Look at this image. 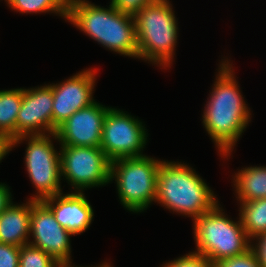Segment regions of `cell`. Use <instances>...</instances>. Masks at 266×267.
Listing matches in <instances>:
<instances>
[{
  "instance_id": "cell-8",
  "label": "cell",
  "mask_w": 266,
  "mask_h": 267,
  "mask_svg": "<svg viewBox=\"0 0 266 267\" xmlns=\"http://www.w3.org/2000/svg\"><path fill=\"white\" fill-rule=\"evenodd\" d=\"M61 176H65L77 192L110 182L111 161L101 148L61 146Z\"/></svg>"
},
{
  "instance_id": "cell-23",
  "label": "cell",
  "mask_w": 266,
  "mask_h": 267,
  "mask_svg": "<svg viewBox=\"0 0 266 267\" xmlns=\"http://www.w3.org/2000/svg\"><path fill=\"white\" fill-rule=\"evenodd\" d=\"M20 246L0 243V267H19Z\"/></svg>"
},
{
  "instance_id": "cell-13",
  "label": "cell",
  "mask_w": 266,
  "mask_h": 267,
  "mask_svg": "<svg viewBox=\"0 0 266 267\" xmlns=\"http://www.w3.org/2000/svg\"><path fill=\"white\" fill-rule=\"evenodd\" d=\"M95 70L82 71L61 84H53V126L57 129L76 111L95 102Z\"/></svg>"
},
{
  "instance_id": "cell-4",
  "label": "cell",
  "mask_w": 266,
  "mask_h": 267,
  "mask_svg": "<svg viewBox=\"0 0 266 267\" xmlns=\"http://www.w3.org/2000/svg\"><path fill=\"white\" fill-rule=\"evenodd\" d=\"M169 0L143 7L135 16L138 58L170 67L177 43V22Z\"/></svg>"
},
{
  "instance_id": "cell-25",
  "label": "cell",
  "mask_w": 266,
  "mask_h": 267,
  "mask_svg": "<svg viewBox=\"0 0 266 267\" xmlns=\"http://www.w3.org/2000/svg\"><path fill=\"white\" fill-rule=\"evenodd\" d=\"M259 241V242H258ZM257 245L253 246L252 249L257 255L258 262L261 267H266V233L257 237Z\"/></svg>"
},
{
  "instance_id": "cell-7",
  "label": "cell",
  "mask_w": 266,
  "mask_h": 267,
  "mask_svg": "<svg viewBox=\"0 0 266 267\" xmlns=\"http://www.w3.org/2000/svg\"><path fill=\"white\" fill-rule=\"evenodd\" d=\"M49 136L22 135L13 139V147L22 140L29 139L25 164L32 184L38 191L37 195L32 196L33 201H43L62 193L60 152L55 151Z\"/></svg>"
},
{
  "instance_id": "cell-5",
  "label": "cell",
  "mask_w": 266,
  "mask_h": 267,
  "mask_svg": "<svg viewBox=\"0 0 266 267\" xmlns=\"http://www.w3.org/2000/svg\"><path fill=\"white\" fill-rule=\"evenodd\" d=\"M194 231L195 252L207 257L214 265L242 255L252 247L240 218L237 223L225 217L218 203L194 219Z\"/></svg>"
},
{
  "instance_id": "cell-28",
  "label": "cell",
  "mask_w": 266,
  "mask_h": 267,
  "mask_svg": "<svg viewBox=\"0 0 266 267\" xmlns=\"http://www.w3.org/2000/svg\"><path fill=\"white\" fill-rule=\"evenodd\" d=\"M99 267H112V266L110 264H108V263H104V264L100 265Z\"/></svg>"
},
{
  "instance_id": "cell-27",
  "label": "cell",
  "mask_w": 266,
  "mask_h": 267,
  "mask_svg": "<svg viewBox=\"0 0 266 267\" xmlns=\"http://www.w3.org/2000/svg\"><path fill=\"white\" fill-rule=\"evenodd\" d=\"M13 148V140L5 135H0V161Z\"/></svg>"
},
{
  "instance_id": "cell-26",
  "label": "cell",
  "mask_w": 266,
  "mask_h": 267,
  "mask_svg": "<svg viewBox=\"0 0 266 267\" xmlns=\"http://www.w3.org/2000/svg\"><path fill=\"white\" fill-rule=\"evenodd\" d=\"M11 198L8 186L0 183V213H2L12 203Z\"/></svg>"
},
{
  "instance_id": "cell-29",
  "label": "cell",
  "mask_w": 266,
  "mask_h": 267,
  "mask_svg": "<svg viewBox=\"0 0 266 267\" xmlns=\"http://www.w3.org/2000/svg\"><path fill=\"white\" fill-rule=\"evenodd\" d=\"M59 267H72L70 264H62ZM74 267V266H73ZM77 267V266H76ZM81 267V266H80Z\"/></svg>"
},
{
  "instance_id": "cell-12",
  "label": "cell",
  "mask_w": 266,
  "mask_h": 267,
  "mask_svg": "<svg viewBox=\"0 0 266 267\" xmlns=\"http://www.w3.org/2000/svg\"><path fill=\"white\" fill-rule=\"evenodd\" d=\"M53 92L52 86L23 89V100L17 115V137L22 135H52Z\"/></svg>"
},
{
  "instance_id": "cell-17",
  "label": "cell",
  "mask_w": 266,
  "mask_h": 267,
  "mask_svg": "<svg viewBox=\"0 0 266 267\" xmlns=\"http://www.w3.org/2000/svg\"><path fill=\"white\" fill-rule=\"evenodd\" d=\"M23 100V88L0 91V135L17 137V115Z\"/></svg>"
},
{
  "instance_id": "cell-9",
  "label": "cell",
  "mask_w": 266,
  "mask_h": 267,
  "mask_svg": "<svg viewBox=\"0 0 266 267\" xmlns=\"http://www.w3.org/2000/svg\"><path fill=\"white\" fill-rule=\"evenodd\" d=\"M147 134L140 120L120 109L109 108L104 122L100 148L112 162L121 158L143 156Z\"/></svg>"
},
{
  "instance_id": "cell-19",
  "label": "cell",
  "mask_w": 266,
  "mask_h": 267,
  "mask_svg": "<svg viewBox=\"0 0 266 267\" xmlns=\"http://www.w3.org/2000/svg\"><path fill=\"white\" fill-rule=\"evenodd\" d=\"M9 7L22 13L54 12L67 19L69 0H5Z\"/></svg>"
},
{
  "instance_id": "cell-16",
  "label": "cell",
  "mask_w": 266,
  "mask_h": 267,
  "mask_svg": "<svg viewBox=\"0 0 266 267\" xmlns=\"http://www.w3.org/2000/svg\"><path fill=\"white\" fill-rule=\"evenodd\" d=\"M240 202L266 198V167H245L234 176Z\"/></svg>"
},
{
  "instance_id": "cell-2",
  "label": "cell",
  "mask_w": 266,
  "mask_h": 267,
  "mask_svg": "<svg viewBox=\"0 0 266 267\" xmlns=\"http://www.w3.org/2000/svg\"><path fill=\"white\" fill-rule=\"evenodd\" d=\"M85 0H69L67 20L98 43L119 54L138 58L134 16Z\"/></svg>"
},
{
  "instance_id": "cell-14",
  "label": "cell",
  "mask_w": 266,
  "mask_h": 267,
  "mask_svg": "<svg viewBox=\"0 0 266 267\" xmlns=\"http://www.w3.org/2000/svg\"><path fill=\"white\" fill-rule=\"evenodd\" d=\"M43 202L51 209L56 221L72 235L83 233L92 222L93 209L82 192L60 193Z\"/></svg>"
},
{
  "instance_id": "cell-15",
  "label": "cell",
  "mask_w": 266,
  "mask_h": 267,
  "mask_svg": "<svg viewBox=\"0 0 266 267\" xmlns=\"http://www.w3.org/2000/svg\"><path fill=\"white\" fill-rule=\"evenodd\" d=\"M31 199L22 205L11 203L0 213V243L22 246L29 244Z\"/></svg>"
},
{
  "instance_id": "cell-22",
  "label": "cell",
  "mask_w": 266,
  "mask_h": 267,
  "mask_svg": "<svg viewBox=\"0 0 266 267\" xmlns=\"http://www.w3.org/2000/svg\"><path fill=\"white\" fill-rule=\"evenodd\" d=\"M214 267H261L257 255L251 248L246 253L224 259L214 265Z\"/></svg>"
},
{
  "instance_id": "cell-1",
  "label": "cell",
  "mask_w": 266,
  "mask_h": 267,
  "mask_svg": "<svg viewBox=\"0 0 266 267\" xmlns=\"http://www.w3.org/2000/svg\"><path fill=\"white\" fill-rule=\"evenodd\" d=\"M230 65L222 61L202 118L206 131L223 156L230 154L251 115Z\"/></svg>"
},
{
  "instance_id": "cell-11",
  "label": "cell",
  "mask_w": 266,
  "mask_h": 267,
  "mask_svg": "<svg viewBox=\"0 0 266 267\" xmlns=\"http://www.w3.org/2000/svg\"><path fill=\"white\" fill-rule=\"evenodd\" d=\"M108 109L95 101L76 111L52 136L60 141L61 146L100 148L103 122Z\"/></svg>"
},
{
  "instance_id": "cell-10",
  "label": "cell",
  "mask_w": 266,
  "mask_h": 267,
  "mask_svg": "<svg viewBox=\"0 0 266 267\" xmlns=\"http://www.w3.org/2000/svg\"><path fill=\"white\" fill-rule=\"evenodd\" d=\"M30 233L34 239L30 245L42 249L61 265L71 263L69 236L72 234L56 221L43 201L31 199Z\"/></svg>"
},
{
  "instance_id": "cell-20",
  "label": "cell",
  "mask_w": 266,
  "mask_h": 267,
  "mask_svg": "<svg viewBox=\"0 0 266 267\" xmlns=\"http://www.w3.org/2000/svg\"><path fill=\"white\" fill-rule=\"evenodd\" d=\"M52 256L30 244L20 247L19 267H59Z\"/></svg>"
},
{
  "instance_id": "cell-21",
  "label": "cell",
  "mask_w": 266,
  "mask_h": 267,
  "mask_svg": "<svg viewBox=\"0 0 266 267\" xmlns=\"http://www.w3.org/2000/svg\"><path fill=\"white\" fill-rule=\"evenodd\" d=\"M164 267H214V264L204 255L191 252L166 263Z\"/></svg>"
},
{
  "instance_id": "cell-18",
  "label": "cell",
  "mask_w": 266,
  "mask_h": 267,
  "mask_svg": "<svg viewBox=\"0 0 266 267\" xmlns=\"http://www.w3.org/2000/svg\"><path fill=\"white\" fill-rule=\"evenodd\" d=\"M240 220L248 238L266 233V198L240 202Z\"/></svg>"
},
{
  "instance_id": "cell-3",
  "label": "cell",
  "mask_w": 266,
  "mask_h": 267,
  "mask_svg": "<svg viewBox=\"0 0 266 267\" xmlns=\"http://www.w3.org/2000/svg\"><path fill=\"white\" fill-rule=\"evenodd\" d=\"M155 202L193 219L211 210L217 200L205 181L186 164L162 161Z\"/></svg>"
},
{
  "instance_id": "cell-6",
  "label": "cell",
  "mask_w": 266,
  "mask_h": 267,
  "mask_svg": "<svg viewBox=\"0 0 266 267\" xmlns=\"http://www.w3.org/2000/svg\"><path fill=\"white\" fill-rule=\"evenodd\" d=\"M161 162L145 155L111 162L110 181L115 178L120 202L127 210L142 212L156 201Z\"/></svg>"
},
{
  "instance_id": "cell-24",
  "label": "cell",
  "mask_w": 266,
  "mask_h": 267,
  "mask_svg": "<svg viewBox=\"0 0 266 267\" xmlns=\"http://www.w3.org/2000/svg\"><path fill=\"white\" fill-rule=\"evenodd\" d=\"M158 0H111V5L122 13L135 16L143 7Z\"/></svg>"
}]
</instances>
